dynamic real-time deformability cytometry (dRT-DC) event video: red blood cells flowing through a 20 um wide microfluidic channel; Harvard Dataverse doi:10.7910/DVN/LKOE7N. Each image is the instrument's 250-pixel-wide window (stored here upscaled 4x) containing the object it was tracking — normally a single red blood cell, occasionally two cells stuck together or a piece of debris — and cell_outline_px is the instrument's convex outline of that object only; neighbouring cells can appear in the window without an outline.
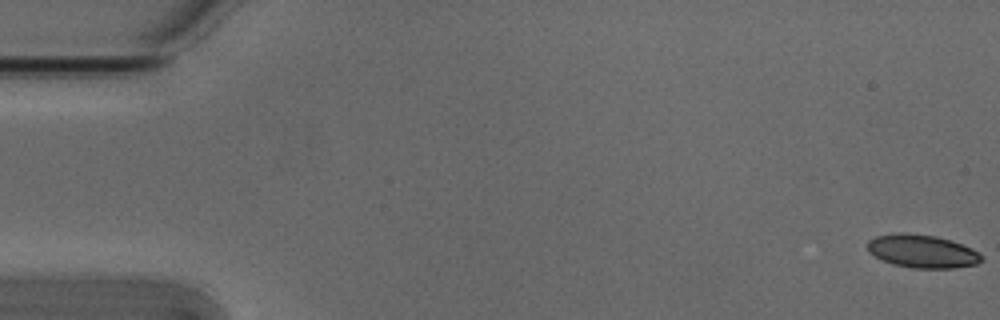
{"species": "Egyptian fruit bat (a non-hibernating species)", "species_latin": "Rousettus aegyptiacus", "temperature_condition": "cold", "stored_images_in_passage": 12, "camera_frame_rate_fps": 3000, "um_per_image_px": 0.085, "animal": {"sex": "male"}, "frame": {"image": 1, "passage_image": 1, "time_ms": 0.0, "image_size_px": [1000, 320], "cell_outline_px": [[984, 260], [976, 264], [956, 268], [912, 268], [892, 264], [868, 252], [868, 240], [876, 236], [900, 232], [904, 232], [936, 236], [952, 240], [972, 248], [984, 256]], "centroid_in_image_um": [78.43, 21.35], "position_along_channel_um": 6.6, "area_um2": 22.2}}